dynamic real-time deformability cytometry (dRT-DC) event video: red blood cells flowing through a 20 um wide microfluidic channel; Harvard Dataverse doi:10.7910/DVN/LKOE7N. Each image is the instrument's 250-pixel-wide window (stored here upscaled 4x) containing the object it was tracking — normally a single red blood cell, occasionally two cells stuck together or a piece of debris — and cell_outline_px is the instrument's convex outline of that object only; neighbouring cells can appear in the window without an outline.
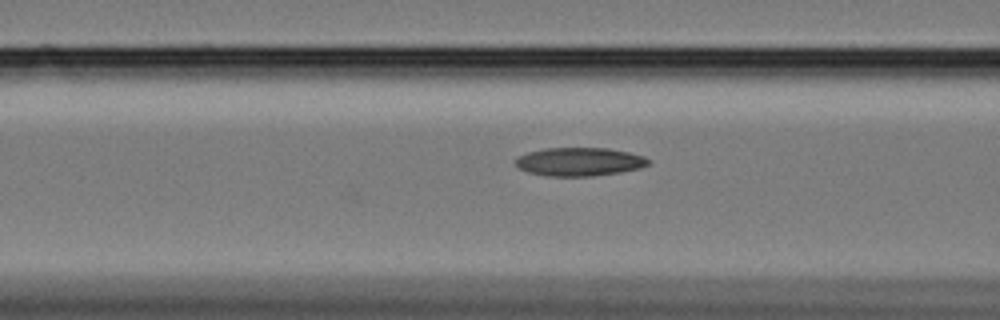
{"species": "Egyptian fruit bat (a non-hibernating species)", "species_latin": "Rousettus aegyptiacus", "temperature_condition": "cold", "stored_images_in_passage": 8, "camera_frame_rate_fps": 3000, "um_per_image_px": 0.085, "animal": {"sex": "female"}, "frame": {"image": 1, "passage_image": 5, "time_ms": 1.333, "image_size_px": [1000, 320], "cell_outline_px": [[652, 160], [648, 164], [640, 168], [620, 172], [592, 176], [548, 176], [528, 172], [520, 168], [516, 164], [516, 156], [528, 152], [544, 148], [608, 148], [628, 152], [644, 156]], "centroid_in_image_um": [49.26, 13.74], "position_along_channel_um": 117.3, "area_um2": 22.02}}